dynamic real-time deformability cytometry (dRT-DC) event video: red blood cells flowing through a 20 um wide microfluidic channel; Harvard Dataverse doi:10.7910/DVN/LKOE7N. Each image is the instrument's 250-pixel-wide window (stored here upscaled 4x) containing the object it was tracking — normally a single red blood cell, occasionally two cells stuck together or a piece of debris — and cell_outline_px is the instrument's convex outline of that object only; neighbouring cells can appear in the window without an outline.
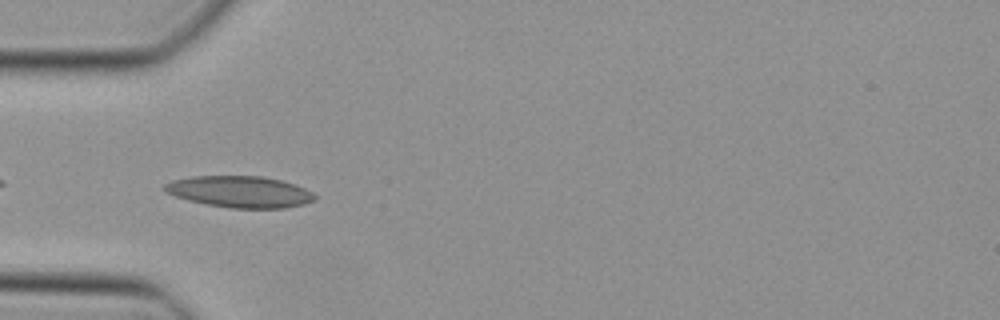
{"species": "Egyptian fruit bat (a non-hibernating species)", "species_latin": "Rousettus aegyptiacus", "temperature_condition": "cold", "stored_images_in_passage": 34, "camera_frame_rate_fps": 3000, "um_per_image_px": 0.085, "animal": {"sex": "female"}, "frame": {"image": 1, "passage_image": 2, "time_ms": 0.333, "image_size_px": [1000, 320], "cell_outline_px": [[316, 196], [312, 200], [304, 204], [284, 208], [232, 208], [208, 204], [188, 200], [176, 196], [168, 192], [164, 188], [164, 184], [172, 180], [192, 176], [260, 176], [280, 180], [304, 188], [312, 192]], "centroid_in_image_um": [20.38, 16.29], "position_along_channel_um": 64.6, "area_um2": 27.17}}
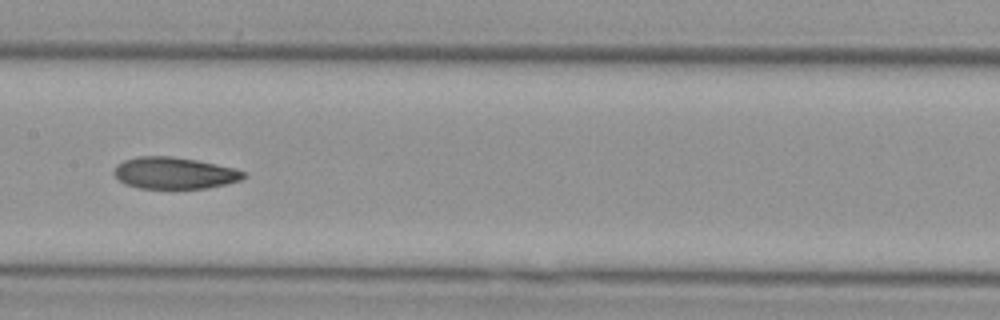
{"frame": {"image": 2, "passage_image": 11, "time_ms": 3.333, "image_size_px": [1000, 320], "cell_outline_px": [[248, 176], [240, 180], [208, 188], [140, 188], [124, 184], [112, 172], [116, 164], [124, 160], [136, 156], [172, 156], [196, 160], [236, 168], [244, 172]], "centroid_in_image_um": [14.8, 14.7], "position_along_channel_um": 192.6, "area_um2": 23.99}}
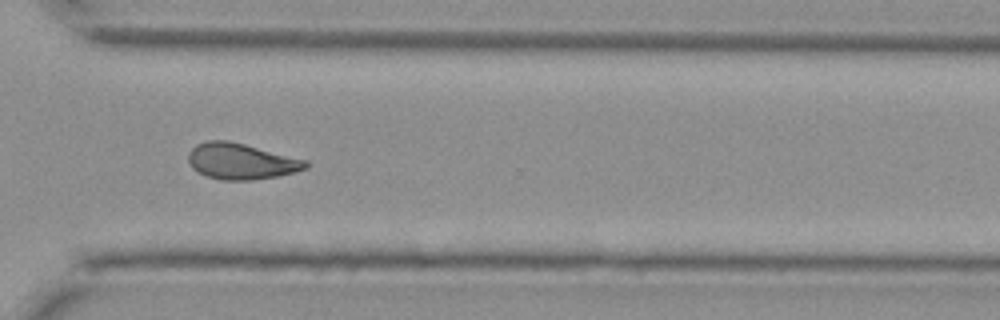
{"frame": {"image": 3, "passage_image": 22, "time_ms": 7.0, "image_size_px": [1000, 320], "cell_outline_px": [[308, 168], [276, 176], [252, 180], [220, 180], [196, 172], [192, 168], [188, 160], [188, 152], [196, 144], [208, 140], [228, 140], [308, 160]], "centroid_in_image_um": [20.46, 13.7], "position_along_channel_um": 350.1, "area_um2": 24.62}}